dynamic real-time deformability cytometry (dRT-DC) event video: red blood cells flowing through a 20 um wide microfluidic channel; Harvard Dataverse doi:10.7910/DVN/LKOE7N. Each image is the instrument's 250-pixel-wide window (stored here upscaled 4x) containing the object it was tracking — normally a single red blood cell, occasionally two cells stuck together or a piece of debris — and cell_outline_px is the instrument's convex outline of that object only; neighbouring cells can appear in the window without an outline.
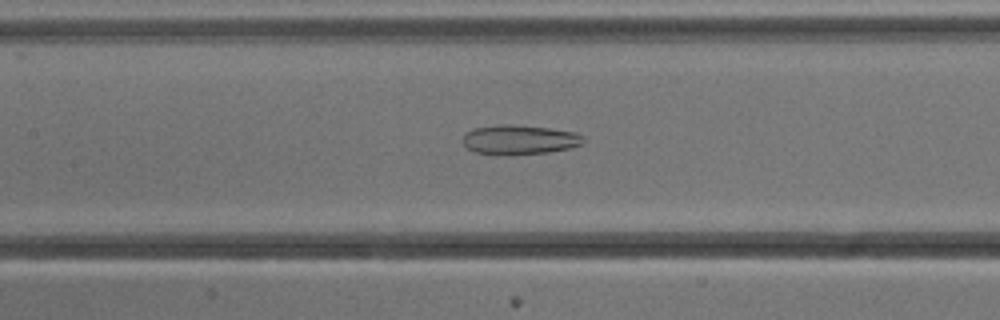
{"species": "common noctule bat (a hibernating species)", "species_latin": "Nyctalus noctula", "temperature_condition": "cold", "stored_images_in_passage": 54, "camera_frame_rate_fps": 3000, "um_per_image_px": 0.085, "animal": {"sex": "male", "body_mass_g": 13.3}, "frame": {"image": 1, "passage_image": 25, "time_ms": 8.0, "image_size_px": [1000, 320], "cell_outline_px": [[584, 140], [580, 144], [568, 148], [548, 152], [508, 156], [476, 152], [468, 148], [464, 144], [464, 132], [472, 128], [496, 124], [508, 124], [548, 128], [576, 132], [584, 136]], "centroid_in_image_um": [44.12, 11.87], "position_along_channel_um": 163.3, "area_um2": 20.87}}
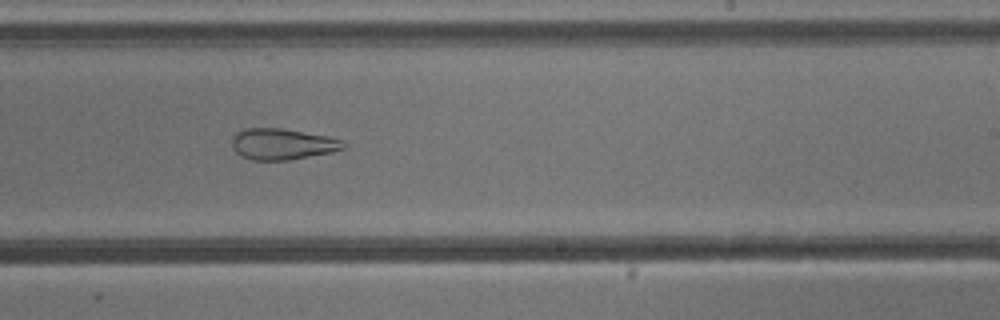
{"frame": {"image": 2, "passage_image": 33, "time_ms": 10.667, "image_size_px": [1000, 320], "cell_outline_px": [[348, 144], [344, 148], [332, 152], [288, 160], [252, 160], [240, 156], [232, 148], [232, 136], [236, 132], [244, 128], [280, 128], [328, 136], [340, 140]], "centroid_in_image_um": [23.97, 12.24], "position_along_channel_um": 265.0, "area_um2": 20.29}}
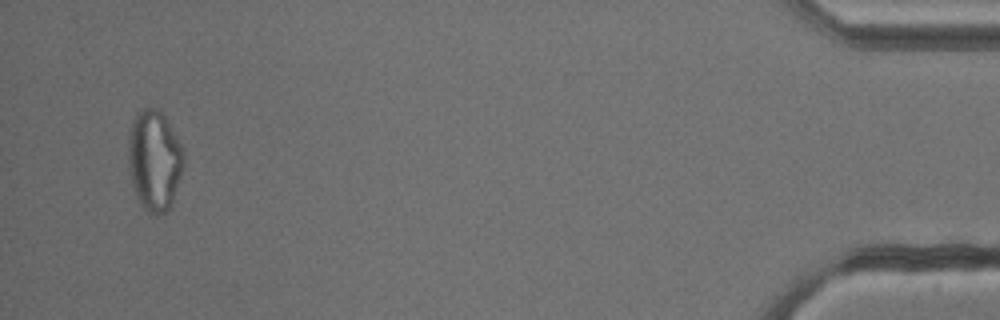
{"frame": {"image": 3, "passage_image": 52, "time_ms": 17.0, "image_size_px": [1000, 320], "cell_outline_px": [[184, 164], [172, 200], [168, 208], [164, 212], [156, 216], [152, 216], [140, 204], [136, 196], [132, 184], [128, 168], [128, 136], [136, 112], [140, 108], [156, 108], [168, 120], [184, 148]], "centroid_in_image_um": [13.11, 13.61], "position_along_channel_um": 422.1, "area_um2": 32.71}, "authors_computed_cell_mechanics": {"area_um2": 28.6399, "velocity_mm_per_s": 3.8361, "shape_relaxation_time_tau1_ms": null, "shape_relaxation_time_tau2_ms": 3.867, "deformation_change_tau1": null, "deformation_change_tau2": 0.1448}}